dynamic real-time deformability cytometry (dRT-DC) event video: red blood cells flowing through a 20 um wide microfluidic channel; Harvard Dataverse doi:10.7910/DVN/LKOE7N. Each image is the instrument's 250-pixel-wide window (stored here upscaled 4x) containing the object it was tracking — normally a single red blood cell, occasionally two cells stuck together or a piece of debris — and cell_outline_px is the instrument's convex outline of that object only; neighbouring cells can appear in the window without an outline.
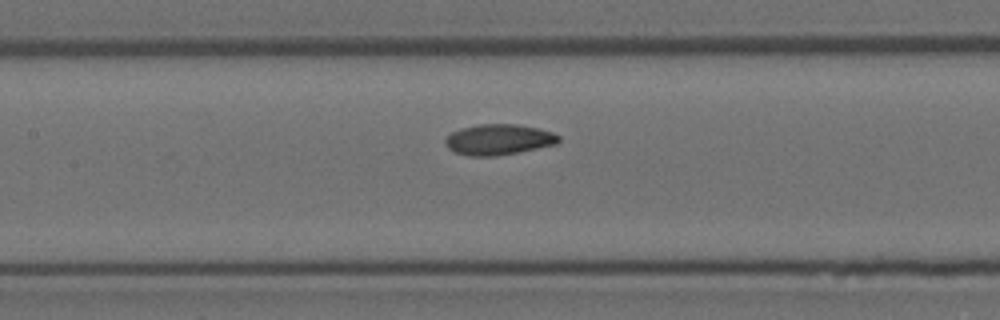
{"species": "Egyptian fruit bat (a non-hibernating species)", "species_latin": "Rousettus aegyptiacus", "temperature_condition": "room temperature", "stored_images_in_passage": 7, "camera_frame_rate_fps": 3000, "um_per_image_px": 0.085, "animal": {"sex": "female"}, "frame": {"image": 1, "passage_image": 7, "time_ms": 2.0, "image_size_px": [1000, 320], "cell_outline_px": [[560, 140], [556, 144], [496, 156], [468, 156], [456, 152], [448, 148], [444, 144], [444, 140], [452, 132], [460, 128], [480, 124], [516, 124], [540, 128], [552, 132], [560, 136]], "centroid_in_image_um": [42.37, 11.85], "position_along_channel_um": 165.0, "area_um2": 20.23}}